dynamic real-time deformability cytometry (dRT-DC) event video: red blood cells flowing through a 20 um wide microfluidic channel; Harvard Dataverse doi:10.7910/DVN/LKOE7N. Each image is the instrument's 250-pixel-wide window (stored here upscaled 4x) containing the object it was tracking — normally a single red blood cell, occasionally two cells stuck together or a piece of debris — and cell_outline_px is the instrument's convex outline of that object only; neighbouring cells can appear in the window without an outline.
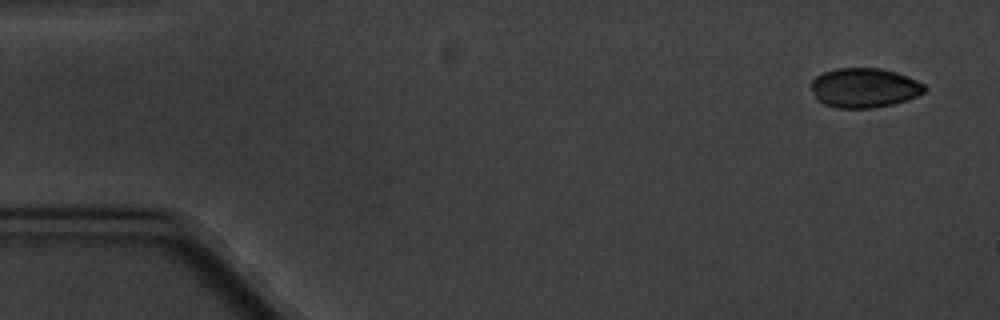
{"species": "common noctule bat (a hibernating species)", "species_latin": "Nyctalus noctula", "temperature_condition": "cold", "stored_images_in_passage": 5, "camera_frame_rate_fps": 3000, "um_per_image_px": 0.085, "animal": {"sex": "male", "body_mass_g": 20.1, "forearm_length_mm": 53.5}, "frame": {"image": 1, "passage_image": 1, "time_ms": 0.0, "image_size_px": [1000, 320], "cell_outline_px": [[928, 88], [924, 92], [916, 96], [892, 104], [872, 108], [840, 108], [824, 104], [816, 100], [808, 84], [816, 76], [824, 72], [836, 68], [880, 68], [896, 72], [916, 80], [924, 84]], "centroid_in_image_um": [73.42, 7.46], "position_along_channel_um": 11.6, "area_um2": 26.24}}
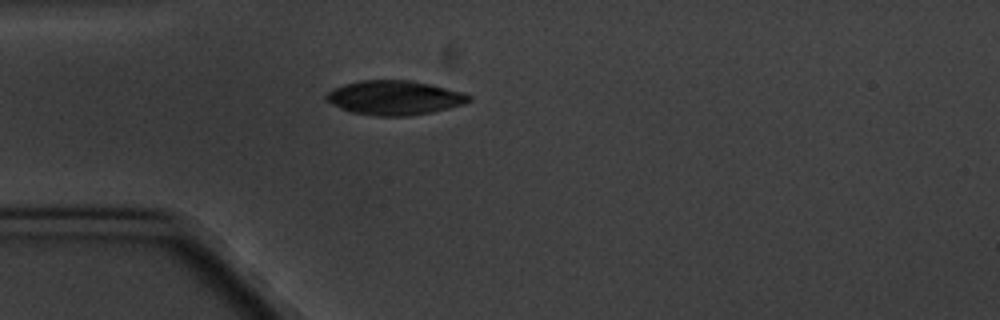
{"frame": {"image": 2, "passage_image": 4, "time_ms": 4.333, "image_size_px": [1000, 320], "cell_outline_px": [[472, 100], [464, 104], [432, 112], [408, 116], [376, 116], [352, 112], [340, 108], [324, 100], [324, 96], [332, 88], [344, 84], [360, 80], [408, 80], [428, 84], [464, 92], [472, 96]], "centroid_in_image_um": [33.51, 8.31], "position_along_channel_um": 51.5, "area_um2": 28.61}}